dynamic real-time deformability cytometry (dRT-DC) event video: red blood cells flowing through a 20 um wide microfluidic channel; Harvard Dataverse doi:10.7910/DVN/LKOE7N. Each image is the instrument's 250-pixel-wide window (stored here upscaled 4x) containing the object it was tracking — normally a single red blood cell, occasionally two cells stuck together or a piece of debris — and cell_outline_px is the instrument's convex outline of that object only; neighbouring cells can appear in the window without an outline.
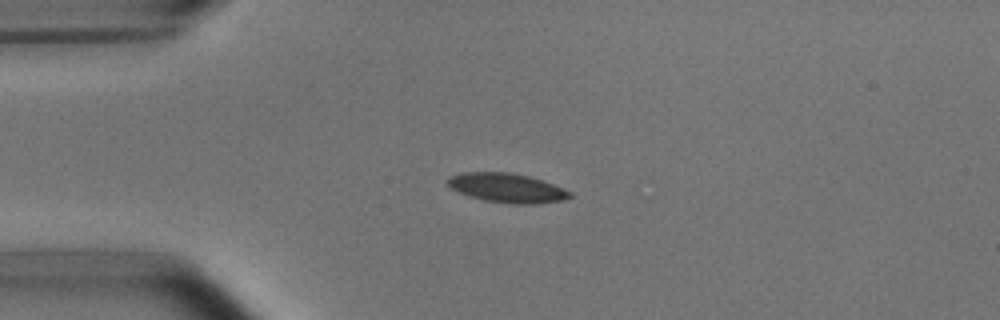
{"species": "common noctule bat (a hibernating species)", "species_latin": "Nyctalus noctula", "temperature_condition": "room temperature", "stored_images_in_passage": 6, "camera_frame_rate_fps": 3000, "um_per_image_px": 0.085, "animal": {"sex": "male", "body_mass_g": 15.6}, "frame": {"image": 1, "passage_image": 2, "time_ms": 1.333, "image_size_px": [1000, 320], "cell_outline_px": [[572, 196], [564, 200], [536, 204], [512, 204], [484, 200], [460, 192], [452, 188], [448, 184], [448, 180], [452, 176], [464, 172], [508, 172], [528, 176], [552, 184], [572, 192]], "centroid_in_image_um": [43.14, 15.98], "position_along_channel_um": 41.9, "area_um2": 20.46}}
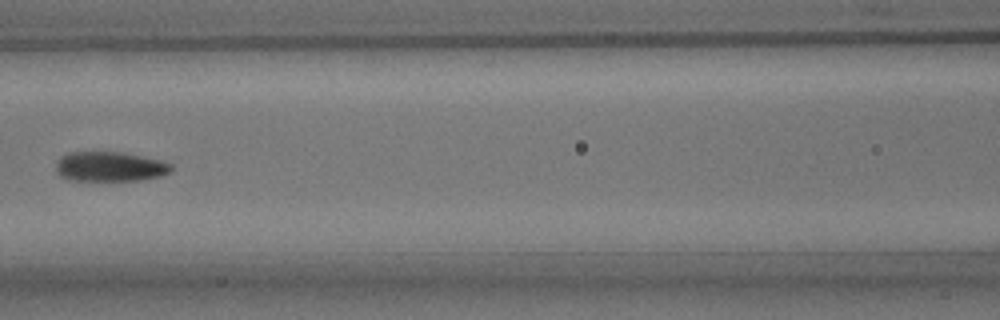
{"frame": {"image": 2, "passage_image": 5, "time_ms": 5.0, "image_size_px": [1000, 320], "cell_outline_px": [[172, 172], [160, 176], [140, 180], [68, 180], [60, 176], [56, 172], [56, 164], [68, 152], [120, 152], [160, 160], [172, 164]], "centroid_in_image_um": [9.35, 14.17], "position_along_channel_um": 157.2, "area_um2": 19.83}}
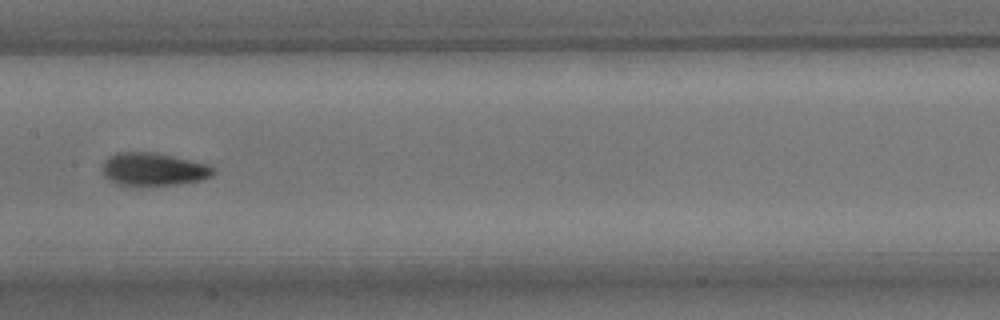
{"frame": {"image": 3, "passage_image": 6, "time_ms": 6.0, "image_size_px": [1000, 320], "cell_outline_px": [[216, 172], [212, 176], [200, 180], [180, 184], [116, 184], [108, 180], [104, 176], [104, 160], [108, 156], [116, 152], [156, 152], [208, 164], [216, 168]], "centroid_in_image_um": [13.07, 14.36], "position_along_channel_um": 194.3, "area_um2": 21.15}}